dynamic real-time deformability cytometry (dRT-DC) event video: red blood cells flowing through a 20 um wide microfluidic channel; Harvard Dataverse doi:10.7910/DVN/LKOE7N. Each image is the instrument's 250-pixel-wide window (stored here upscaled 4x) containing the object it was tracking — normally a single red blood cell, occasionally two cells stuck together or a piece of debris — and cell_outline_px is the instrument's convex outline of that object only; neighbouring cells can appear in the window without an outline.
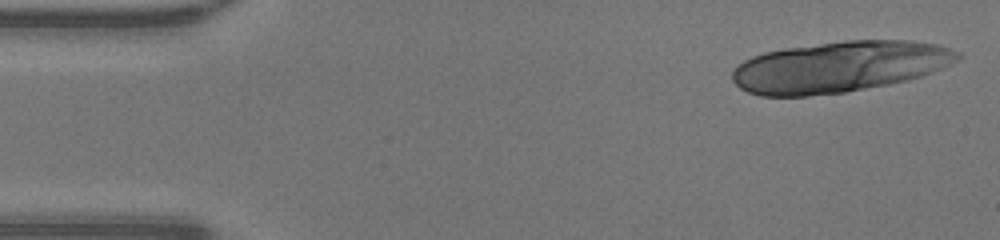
{"species": "human", "species_latin": "Homo sapiens", "temperature_condition": "warm", "stored_images_in_passage": 14, "camera_frame_rate_fps": 3000, "um_per_image_px": 0.085, "donor": {"sex": "male"}, "frame": {"image": 1, "passage_image": 1, "time_ms": 0.0, "image_size_px": [1000, 240], "cell_outline_px": [[964, 56], [932, 72], [908, 80], [888, 84], [844, 92], [808, 96], [760, 96], [748, 92], [740, 88], [732, 80], [732, 72], [744, 60], [752, 56], [764, 52], [784, 48], [844, 40], [912, 40], [936, 44], [960, 52]], "centroid_in_image_um": [71.33, 5.67], "position_along_channel_um": 13.7, "area_um2": 66.87}}